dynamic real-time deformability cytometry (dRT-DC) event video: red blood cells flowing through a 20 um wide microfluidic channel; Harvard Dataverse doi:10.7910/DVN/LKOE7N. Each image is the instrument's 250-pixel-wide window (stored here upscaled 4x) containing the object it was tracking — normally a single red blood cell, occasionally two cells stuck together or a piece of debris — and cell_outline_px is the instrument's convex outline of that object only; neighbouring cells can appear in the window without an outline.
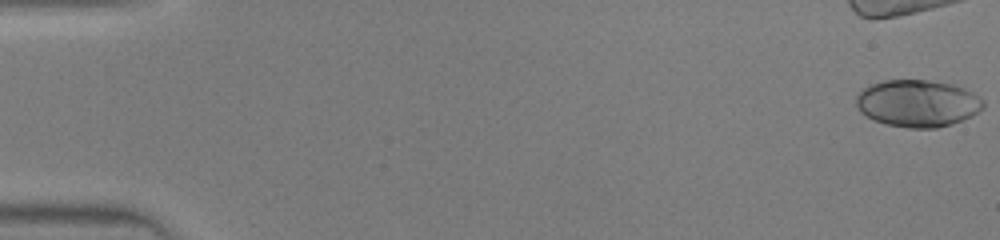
{"species": "human", "species_latin": "Homo sapiens", "temperature_condition": "warm", "stored_images_in_passage": 14, "camera_frame_rate_fps": 3000, "um_per_image_px": 0.085, "donor": {"sex": "male"}, "frame": {"image": 1, "passage_image": 1, "time_ms": 0.0, "image_size_px": [1000, 240], "cell_outline_px": [[984, 108], [972, 116], [952, 124], [936, 128], [908, 128], [888, 124], [876, 120], [860, 112], [856, 104], [856, 96], [868, 84], [884, 80], [928, 80], [952, 84], [964, 88], [980, 96], [984, 100]], "centroid_in_image_um": [78.02, 8.77], "position_along_channel_um": 7.0, "area_um2": 34.97}}